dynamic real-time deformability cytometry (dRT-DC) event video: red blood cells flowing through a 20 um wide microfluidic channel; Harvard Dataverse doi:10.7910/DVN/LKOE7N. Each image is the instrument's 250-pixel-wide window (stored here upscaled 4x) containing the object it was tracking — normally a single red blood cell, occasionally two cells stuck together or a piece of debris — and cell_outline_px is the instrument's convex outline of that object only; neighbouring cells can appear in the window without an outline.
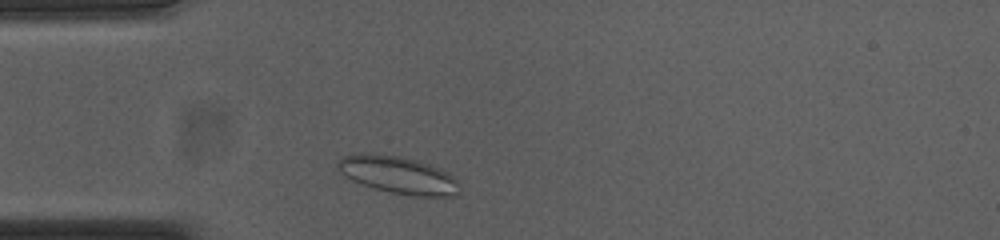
{"species": "common noctule bat (a hibernating species)", "species_latin": "Nyctalus noctula", "temperature_condition": "cold", "stored_images_in_passage": 32, "camera_frame_rate_fps": 3000, "um_per_image_px": 0.085, "animal": {"sex": "female", "body_mass_g": 23.0, "forearm_length_mm": 53.4}, "frame": {"image": 1, "passage_image": 3, "time_ms": 0.667, "image_size_px": [1000, 240], "cell_outline_px": [[460, 196], [412, 196], [392, 192], [376, 188], [352, 180], [344, 176], [336, 168], [336, 164], [340, 156], [356, 152], [372, 152], [400, 156], [416, 160], [440, 168], [448, 172], [456, 180], [460, 192]], "centroid_in_image_um": [33.8, 14.84], "position_along_channel_um": 51.2, "area_um2": 26.88}}
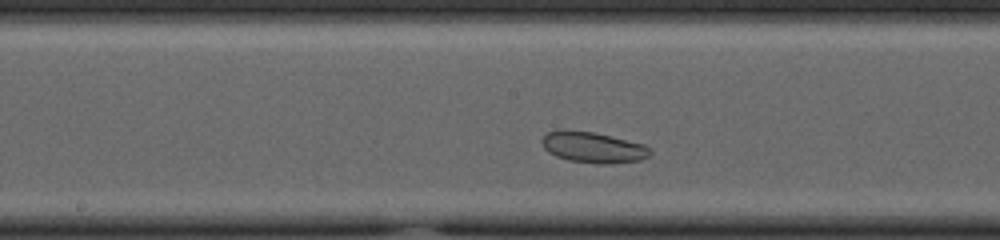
{"frame": {"image": 2, "passage_image": 16, "time_ms": 5.0, "image_size_px": [1000, 240], "cell_outline_px": [[652, 152], [648, 156], [640, 160], [612, 164], [600, 164], [568, 160], [556, 156], [548, 152], [544, 148], [540, 140], [548, 132], [556, 128], [564, 128], [592, 132], [644, 144]], "centroid_in_image_um": [50.35, 12.51], "position_along_channel_um": 197.8, "area_um2": 19.65}}
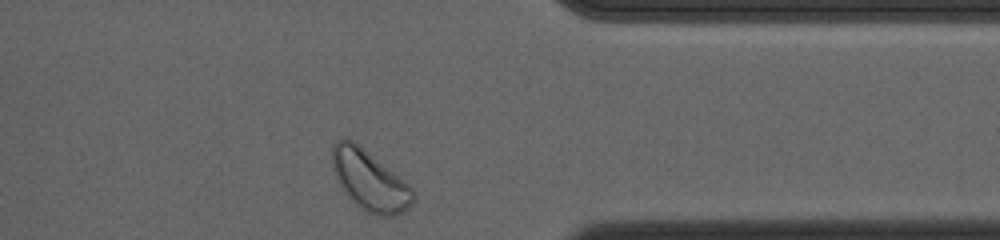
{"frame": {"image": 3, "passage_image": 32, "time_ms": 10.333, "image_size_px": [1000, 240], "cell_outline_px": [[416, 196], [412, 204], [404, 212], [396, 216], [376, 216], [360, 208], [348, 196], [336, 176], [332, 168], [332, 144], [336, 140], [344, 136], [352, 140], [364, 148], [408, 184], [416, 192]], "centroid_in_image_um": [31.43, 15.33], "position_along_channel_um": 380.0, "area_um2": 28.32}, "authors_computed_cell_mechanics": {"area_um2": 20.3167, "velocity_mm_per_s": 3.6085, "shape_relaxation_time_tau1_ms": null, "shape_relaxation_time_tau2_ms": 2.9541, "deformation_change_tau1": null, "deformation_change_tau2": 0.0715}}